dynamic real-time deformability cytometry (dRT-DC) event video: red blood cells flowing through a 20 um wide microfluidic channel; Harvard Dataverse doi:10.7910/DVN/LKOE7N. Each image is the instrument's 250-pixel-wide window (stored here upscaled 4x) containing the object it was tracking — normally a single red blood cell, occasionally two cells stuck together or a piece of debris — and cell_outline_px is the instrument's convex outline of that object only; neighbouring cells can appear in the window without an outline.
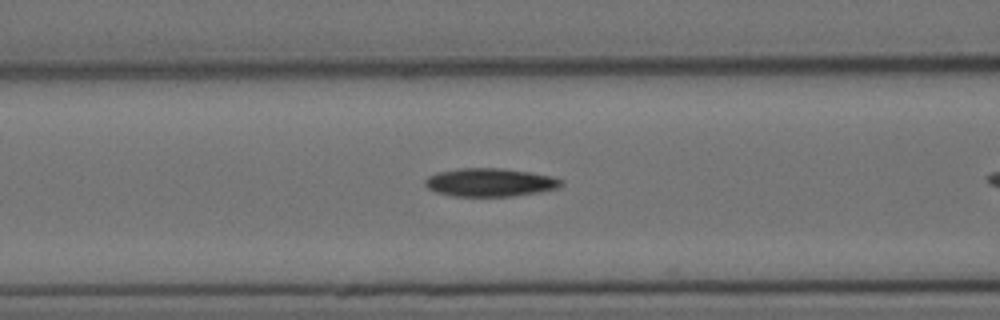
{"species": "Egyptian fruit bat (a non-hibernating species)", "species_latin": "Rousettus aegyptiacus", "temperature_condition": "cold", "stored_images_in_passage": 11, "camera_frame_rate_fps": 3000, "um_per_image_px": 0.085, "animal": {"sex": "female"}, "frame": {"image": 1, "passage_image": 8, "time_ms": 2.333, "image_size_px": [1000, 320], "cell_outline_px": [[564, 184], [560, 188], [540, 192], [512, 196], [452, 196], [436, 192], [428, 188], [424, 184], [424, 180], [428, 176], [436, 172], [456, 168], [504, 168], [552, 176], [564, 180]], "centroid_in_image_um": [41.66, 15.5], "position_along_channel_um": 124.9, "area_um2": 22.72}}